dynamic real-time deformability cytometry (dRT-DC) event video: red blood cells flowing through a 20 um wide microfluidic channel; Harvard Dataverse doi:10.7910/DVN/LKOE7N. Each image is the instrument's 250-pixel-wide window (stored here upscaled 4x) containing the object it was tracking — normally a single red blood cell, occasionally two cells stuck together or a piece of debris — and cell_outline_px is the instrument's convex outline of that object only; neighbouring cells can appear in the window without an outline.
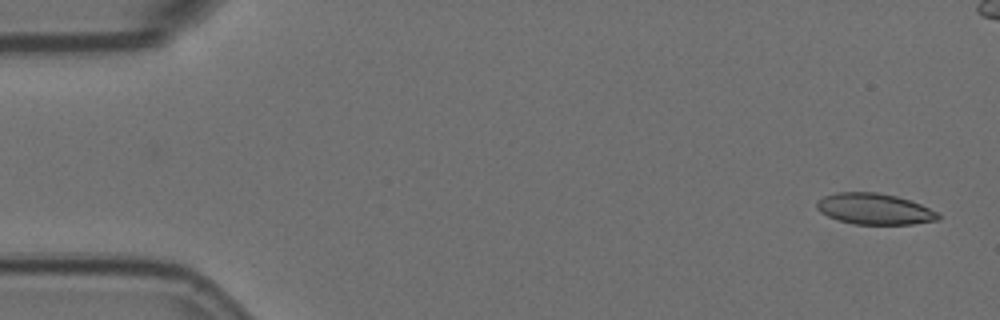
{"species": "Egyptian fruit bat (a non-hibernating species)", "species_latin": "Rousettus aegyptiacus", "temperature_condition": "room temperature", "stored_images_in_passage": 6, "segment_of_instrument_passage": [2, 2], "camera_frame_rate_fps": 3000, "um_per_image_px": 0.085, "animal": {"sex": "female"}, "frame": {"image": 1, "passage_image": 6, "time_ms": 1.667, "image_size_px": [1000, 320], "cell_outline_px": [[940, 220], [912, 224], [856, 224], [840, 220], [828, 216], [820, 212], [816, 208], [816, 200], [824, 196], [836, 192], [876, 192], [896, 196], [920, 204], [936, 212], [940, 216]], "centroid_in_image_um": [74.3, 17.75], "position_along_channel_um": 10.7, "area_um2": 21.85}}